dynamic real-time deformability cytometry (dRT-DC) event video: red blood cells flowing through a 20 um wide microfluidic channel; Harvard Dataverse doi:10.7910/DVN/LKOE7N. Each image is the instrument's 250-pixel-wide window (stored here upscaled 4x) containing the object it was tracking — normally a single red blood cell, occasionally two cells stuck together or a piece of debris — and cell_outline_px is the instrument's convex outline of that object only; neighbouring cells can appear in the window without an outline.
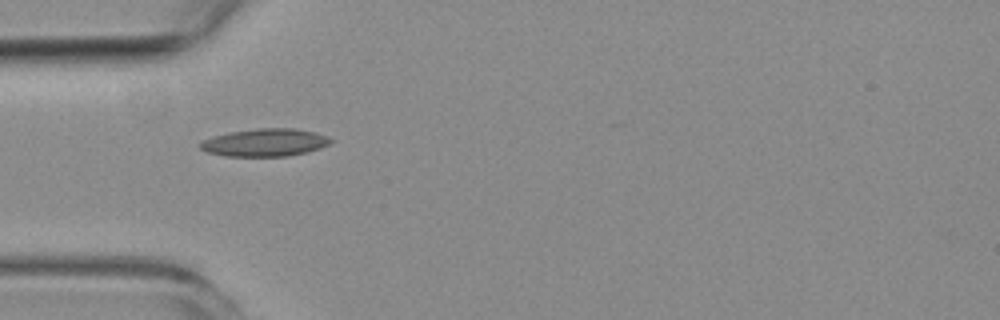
{"species": "common noctule bat (a hibernating species)", "species_latin": "Nyctalus noctula", "temperature_condition": "room temperature", "stored_images_in_passage": 2, "camera_frame_rate_fps": 3000, "um_per_image_px": 0.085, "animal": {"sex": "female", "body_mass_g": 19.3, "forearm_length_mm": 54.1}, "frame": {"image": 1, "passage_image": 1, "time_ms": 0.0, "image_size_px": [1000, 320], "cell_outline_px": [[332, 140], [328, 144], [320, 148], [308, 152], [284, 156], [224, 156], [208, 152], [200, 148], [200, 144], [204, 140], [212, 136], [232, 132], [260, 128], [296, 128], [316, 132]], "centroid_in_image_um": [22.52, 12.11], "position_along_channel_um": 62.5, "area_um2": 20.81}}
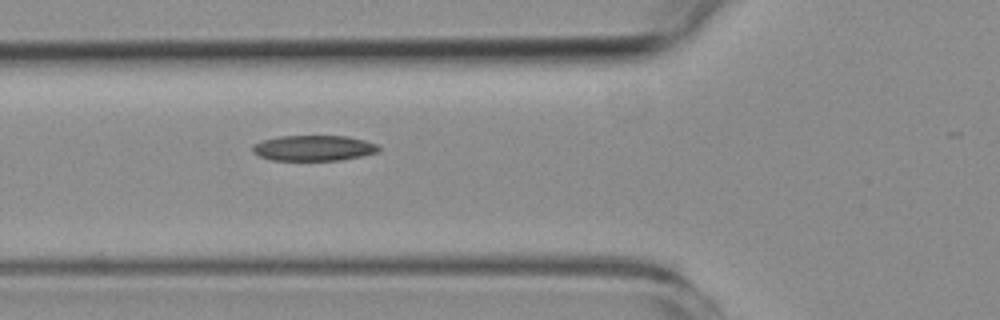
{"frame": {"image": 2, "passage_image": 2, "time_ms": 1.0, "image_size_px": [1000, 320], "cell_outline_px": [[380, 152], [340, 160], [272, 160], [260, 156], [252, 152], [252, 144], [264, 140], [280, 136], [348, 136], [364, 140], [376, 144], [380, 148]], "centroid_in_image_um": [26.66, 12.58], "position_along_channel_um": 99.1, "area_um2": 18.73}}